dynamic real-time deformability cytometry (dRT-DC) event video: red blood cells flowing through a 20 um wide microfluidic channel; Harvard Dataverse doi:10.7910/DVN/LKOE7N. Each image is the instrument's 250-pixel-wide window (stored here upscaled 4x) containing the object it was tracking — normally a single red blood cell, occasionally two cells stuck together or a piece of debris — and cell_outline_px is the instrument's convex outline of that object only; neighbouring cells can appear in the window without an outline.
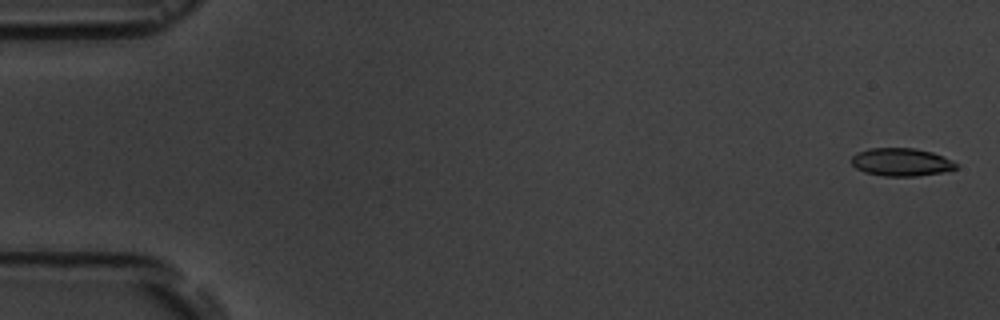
{"species": "common noctule bat (a hibernating species)", "species_latin": "Nyctalus noctula", "temperature_condition": "room temperature", "stored_images_in_passage": 10, "camera_frame_rate_fps": 3000, "um_per_image_px": 0.085, "animal": {"sex": "male", "body_mass_g": 19.5, "forearm_length_mm": 54.6}, "frame": {"image": 1, "passage_image": 1, "time_ms": 0.0, "image_size_px": [1000, 320], "cell_outline_px": [[956, 168], [940, 172], [916, 176], [884, 176], [864, 172], [856, 168], [852, 164], [852, 156], [856, 152], [868, 148], [916, 148], [932, 152], [952, 160], [956, 164]], "centroid_in_image_um": [76.56, 13.77], "position_along_channel_um": 8.4, "area_um2": 16.94}}
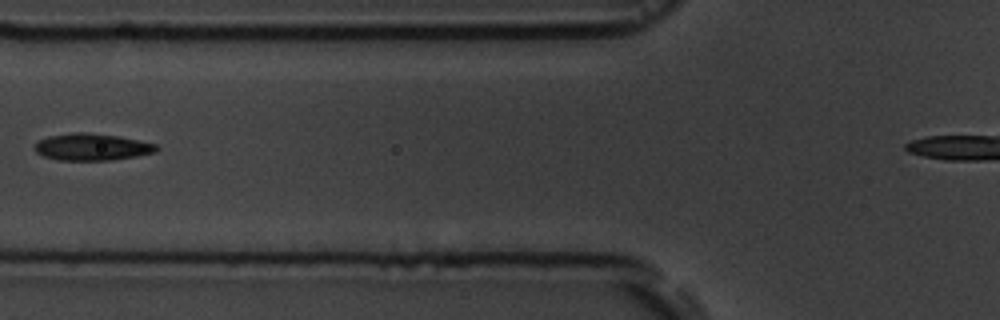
{"frame": {"image": 2, "passage_image": 7, "time_ms": 7.0, "image_size_px": [1000, 320], "cell_outline_px": [[160, 148], [156, 152], [136, 156], [112, 160], [60, 160], [44, 156], [36, 152], [36, 140], [48, 136], [72, 132], [84, 132], [120, 136], [156, 144]], "centroid_in_image_um": [7.82, 12.48], "position_along_channel_um": 118.0, "area_um2": 19.13}}
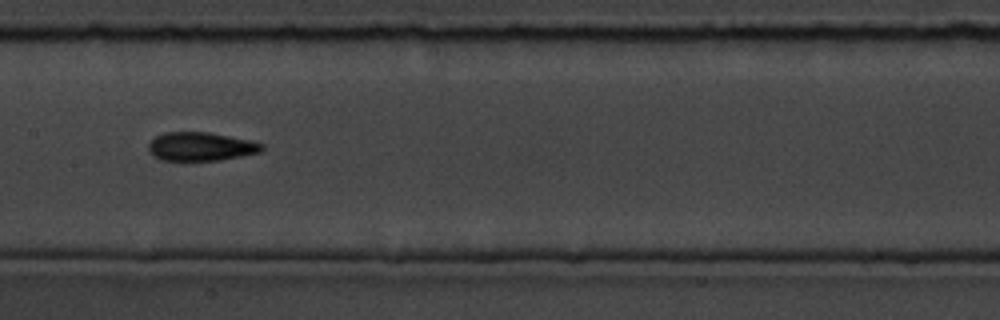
{"frame": {"image": 3, "passage_image": 9, "time_ms": 9.0, "image_size_px": [1000, 320], "cell_outline_px": [[264, 148], [260, 152], [220, 160], [160, 160], [152, 156], [148, 152], [148, 144], [156, 136], [164, 132], [208, 132], [252, 140], [264, 144]], "centroid_in_image_um": [17.05, 12.45], "position_along_channel_um": 190.3, "area_um2": 19.02}}